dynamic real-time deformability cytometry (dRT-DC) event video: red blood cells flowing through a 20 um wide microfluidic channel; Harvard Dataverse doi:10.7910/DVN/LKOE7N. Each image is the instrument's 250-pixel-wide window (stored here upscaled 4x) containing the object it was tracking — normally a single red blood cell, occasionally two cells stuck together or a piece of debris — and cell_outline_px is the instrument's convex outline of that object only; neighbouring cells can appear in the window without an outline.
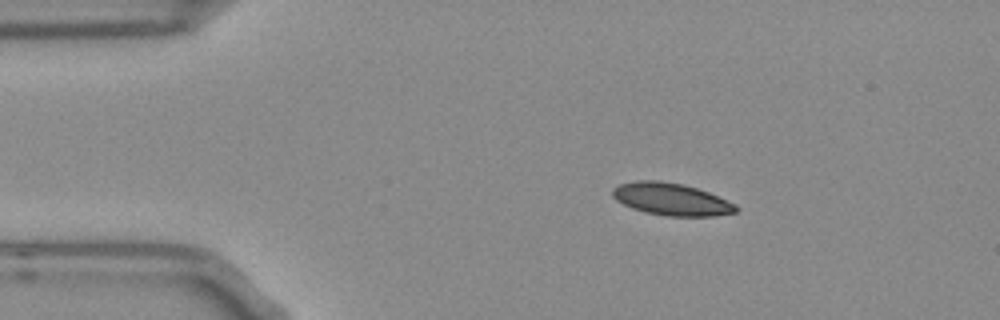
{"species": "Egyptian fruit bat (a non-hibernating species)", "species_latin": "Rousettus aegyptiacus", "temperature_condition": "room temperature", "stored_images_in_passage": 46, "camera_frame_rate_fps": 3000, "um_per_image_px": 0.085, "frame": {"image": 1, "passage_image": 1, "time_ms": 0.0, "image_size_px": [1000, 320], "cell_outline_px": [[740, 208], [736, 212], [712, 216], [668, 216], [644, 212], [632, 208], [616, 200], [612, 196], [612, 188], [620, 184], [636, 180], [660, 180], [684, 184], [708, 192], [736, 204]], "centroid_in_image_um": [57.05, 16.93], "position_along_channel_um": 28.0, "area_um2": 23.29}}
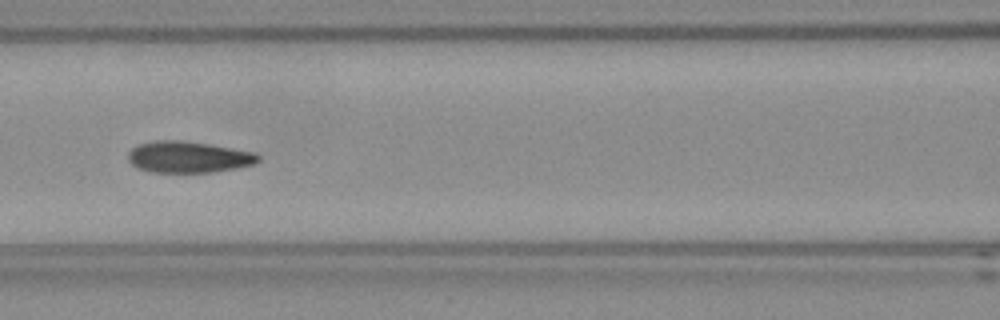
{"frame": {"image": 2, "passage_image": 15, "time_ms": 4.667, "image_size_px": [1000, 320], "cell_outline_px": [[260, 160], [256, 164], [236, 168], [212, 172], [152, 172], [136, 168], [128, 160], [128, 152], [132, 148], [140, 144], [156, 140], [176, 140], [208, 144], [252, 152], [260, 156]], "centroid_in_image_um": [15.99, 13.36], "position_along_channel_um": 150.6, "area_um2": 23.64}}
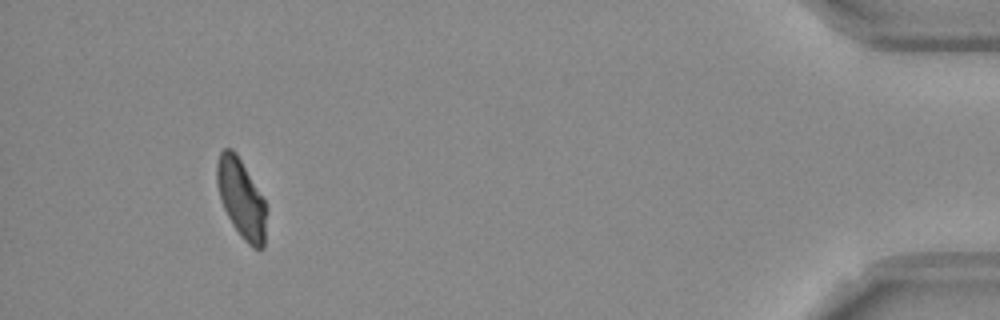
{"frame": {"image": 3, "passage_image": 42, "time_ms": 13.667, "image_size_px": [1000, 320], "cell_outline_px": [[268, 208], [264, 248], [252, 248], [240, 236], [232, 224], [224, 208], [216, 184], [216, 164], [220, 152], [224, 148], [232, 148], [236, 152], [264, 200]], "centroid_in_image_um": [20.52, 16.9], "position_along_channel_um": 414.7, "area_um2": 22.89}, "authors_computed_cell_mechanics": {"area_um2": 23.6402, "velocity_mm_per_s": 3.7386, "shape_relaxation_time_tau1_ms": null, "shape_relaxation_time_tau2_ms": 2.7099, "deformation_change_tau1": null, "deformation_change_tau2": 0.0748}}